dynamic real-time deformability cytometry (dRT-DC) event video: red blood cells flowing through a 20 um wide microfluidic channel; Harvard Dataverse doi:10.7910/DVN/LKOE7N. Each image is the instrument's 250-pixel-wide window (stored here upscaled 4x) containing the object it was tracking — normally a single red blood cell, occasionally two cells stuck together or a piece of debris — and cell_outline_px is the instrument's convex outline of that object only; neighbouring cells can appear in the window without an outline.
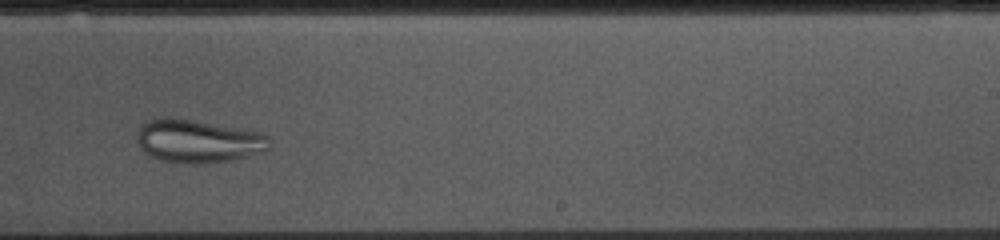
{"species": "common noctule bat (a hibernating species)", "species_latin": "Nyctalus noctula", "temperature_condition": "cold", "stored_images_in_passage": 39, "camera_frame_rate_fps": 3000, "um_per_image_px": 0.085, "animal": {"sex": "female", "body_mass_g": 10.0, "forearm_length_mm": 53.1}, "frame": {"image": 1, "passage_image": 28, "time_ms": 9.0, "image_size_px": [1000, 240], "cell_outline_px": [[272, 140], [268, 148], [264, 152], [248, 156], [228, 160], [200, 164], [180, 164], [160, 160], [144, 152], [136, 140], [136, 136], [140, 128], [148, 120], [192, 120], [260, 132], [268, 136]], "centroid_in_image_um": [16.88, 12.04], "position_along_channel_um": 272.1, "area_um2": 32.71}}